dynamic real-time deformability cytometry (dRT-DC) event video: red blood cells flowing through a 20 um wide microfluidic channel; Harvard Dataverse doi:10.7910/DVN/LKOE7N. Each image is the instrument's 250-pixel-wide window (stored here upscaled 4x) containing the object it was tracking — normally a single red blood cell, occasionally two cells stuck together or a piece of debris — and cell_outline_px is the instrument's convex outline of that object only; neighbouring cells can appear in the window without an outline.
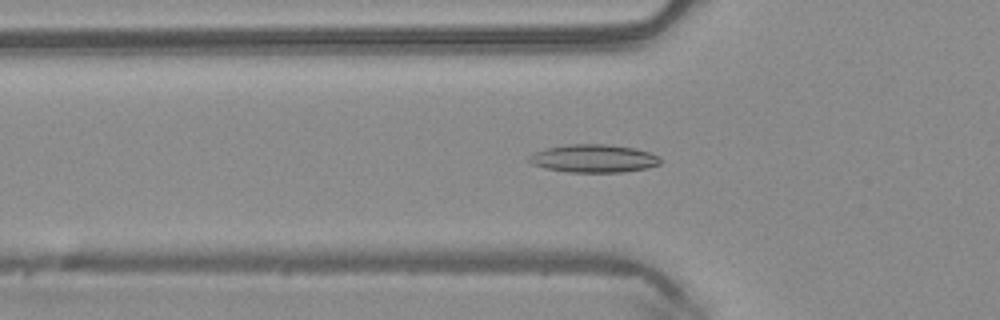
{"species": "common noctule bat (a hibernating species)", "species_latin": "Nyctalus noctula", "temperature_condition": "warm", "stored_images_in_passage": 43, "camera_frame_rate_fps": 3000, "um_per_image_px": 0.085, "animal": {"sex": "male", "body_mass_g": 20.4}, "frame": {"image": 1, "passage_image": 10, "time_ms": 3.0, "image_size_px": [1000, 320], "cell_outline_px": [[660, 164], [648, 168], [624, 172], [568, 172], [544, 168], [532, 164], [528, 160], [528, 156], [536, 152], [548, 148], [568, 144], [608, 144], [636, 148], [660, 156]], "centroid_in_image_um": [50.49, 13.47], "position_along_channel_um": 75.3, "area_um2": 21.5}}
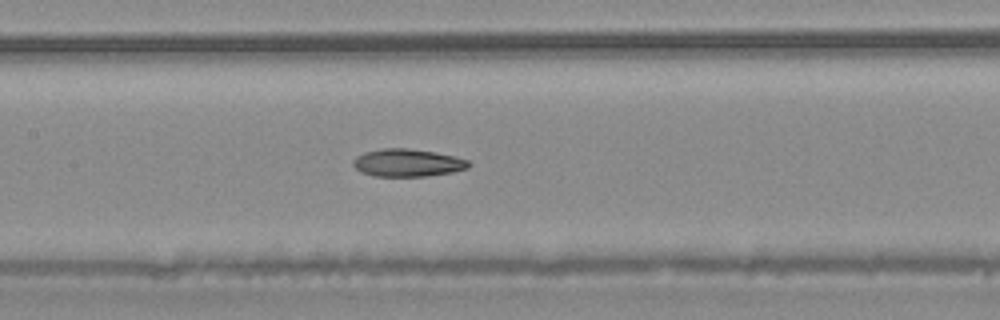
{"frame": {"image": 2, "passage_image": 17, "time_ms": 5.333, "image_size_px": [1000, 320], "cell_outline_px": [[472, 164], [468, 168], [452, 172], [424, 176], [376, 176], [360, 172], [352, 164], [352, 160], [356, 156], [364, 152], [380, 148], [408, 148], [436, 152], [468, 160]], "centroid_in_image_um": [34.61, 13.83], "position_along_channel_um": 172.8, "area_um2": 18.67}}
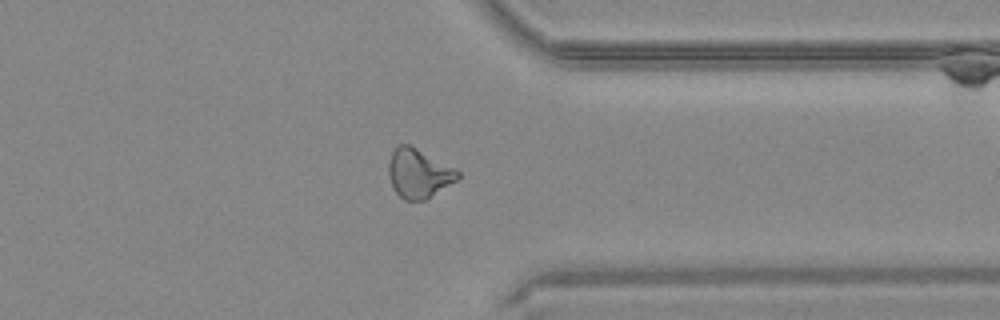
{"frame": {"image": 3, "passage_image": 32, "time_ms": 10.333, "image_size_px": [1000, 320], "cell_outline_px": [[460, 176], [456, 180], [424, 200], [404, 200], [392, 188], [388, 176], [388, 164], [392, 152], [400, 144], [408, 144], [456, 168], [460, 172]], "centroid_in_image_um": [35.56, 14.73], "position_along_channel_um": 375.8, "area_um2": 19.59}, "authors_computed_cell_mechanics": {"area_um2": 19.3052, "velocity_mm_per_s": 4.1296, "shape_relaxation_time_tau1_ms": null, "shape_relaxation_time_tau2_ms": 3.3624, "deformation_change_tau1": null, "deformation_change_tau2": 0.1242}}